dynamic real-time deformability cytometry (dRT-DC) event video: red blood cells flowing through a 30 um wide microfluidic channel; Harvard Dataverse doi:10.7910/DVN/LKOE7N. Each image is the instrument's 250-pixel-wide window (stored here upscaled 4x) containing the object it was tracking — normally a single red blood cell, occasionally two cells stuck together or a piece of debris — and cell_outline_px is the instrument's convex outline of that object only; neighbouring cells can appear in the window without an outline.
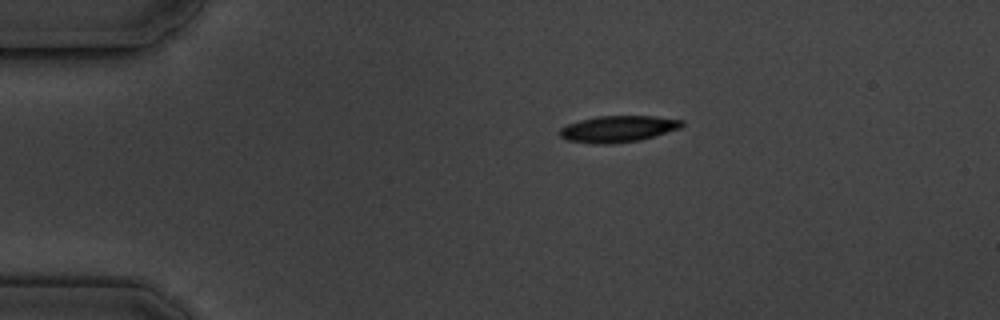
{"species": "common noctule bat (a hibernating species)", "species_latin": "Nyctalus noctula", "temperature_condition": "cold", "stored_images_in_passage": 4, "camera_frame_rate_fps": 3000, "um_per_image_px": 0.085, "animal": {"sex": "male", "body_mass_g": 19.5, "forearm_length_mm": 54.6}, "frame": {"image": 1, "passage_image": 1, "time_ms": 0.0, "image_size_px": [1000, 320], "cell_outline_px": [[684, 124], [680, 128], [640, 140], [608, 144], [592, 144], [568, 140], [560, 136], [560, 128], [568, 124], [580, 120], [596, 116], [656, 116], [684, 120]], "centroid_in_image_um": [52.54, 10.95], "position_along_channel_um": 32.5, "area_um2": 18.79}}
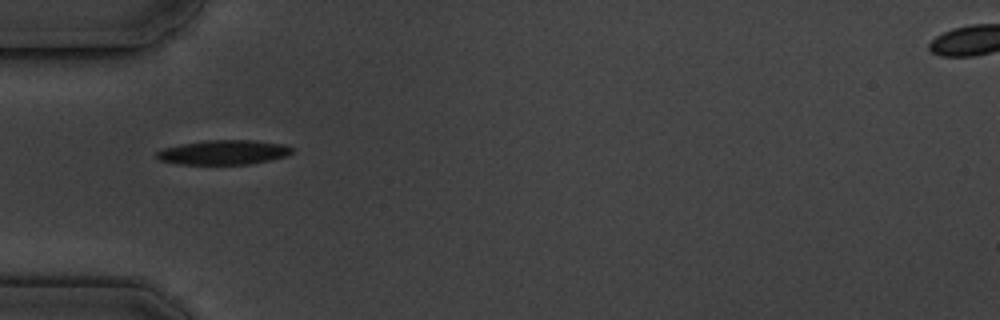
{"frame": {"image": 2, "passage_image": 3, "time_ms": 2.333, "image_size_px": [1000, 320], "cell_outline_px": [[292, 152], [284, 156], [272, 160], [248, 164], [176, 164], [160, 160], [156, 156], [156, 152], [164, 148], [180, 144], [208, 140], [256, 140], [284, 144], [292, 148]], "centroid_in_image_um": [19.0, 12.94], "position_along_channel_um": 66.0, "area_um2": 19.31}}